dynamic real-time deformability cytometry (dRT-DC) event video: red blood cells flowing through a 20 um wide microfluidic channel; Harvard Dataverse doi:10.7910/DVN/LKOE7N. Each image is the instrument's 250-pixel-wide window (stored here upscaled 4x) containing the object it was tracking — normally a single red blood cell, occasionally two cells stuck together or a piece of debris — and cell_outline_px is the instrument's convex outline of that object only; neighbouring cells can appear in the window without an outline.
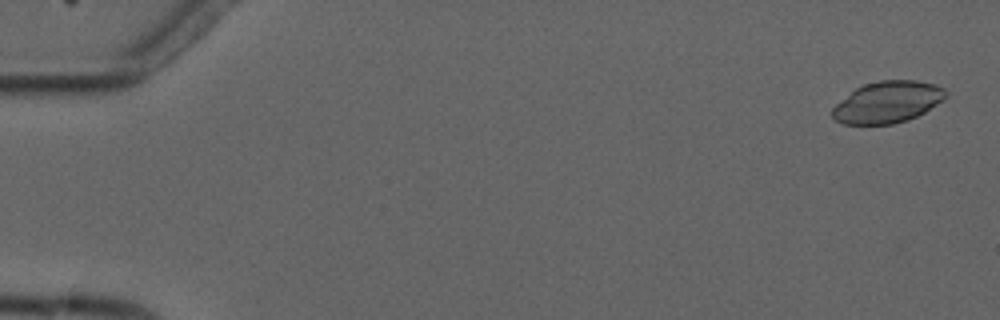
{"species": "common noctule bat (a hibernating species)", "species_latin": "Nyctalus noctula", "temperature_condition": "cold", "stored_images_in_passage": 2, "camera_frame_rate_fps": 3000, "um_per_image_px": 0.085, "animal": {"sex": "male", "forearm_length_mm": 52.5}, "frame": {"image": 1, "passage_image": 1, "time_ms": 0.0, "image_size_px": [1000, 320], "cell_outline_px": [[948, 96], [944, 100], [924, 112], [908, 120], [892, 124], [840, 124], [832, 116], [832, 108], [836, 104], [856, 88], [864, 84], [880, 80], [916, 80], [936, 84], [944, 88], [948, 92]], "centroid_in_image_um": [75.47, 8.67], "position_along_channel_um": 9.5, "area_um2": 27.57}}